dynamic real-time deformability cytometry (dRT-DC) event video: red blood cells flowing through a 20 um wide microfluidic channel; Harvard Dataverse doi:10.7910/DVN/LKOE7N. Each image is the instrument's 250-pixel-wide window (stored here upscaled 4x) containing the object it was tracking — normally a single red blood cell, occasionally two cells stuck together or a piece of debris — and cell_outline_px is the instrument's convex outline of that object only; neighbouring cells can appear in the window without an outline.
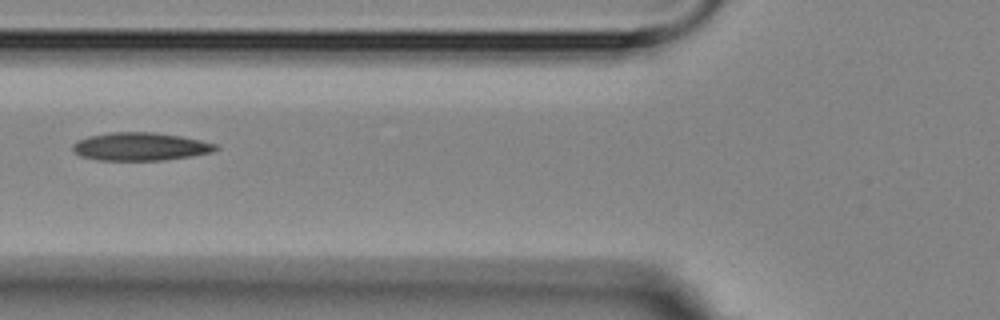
{"species": "Egyptian fruit bat (a non-hibernating species)", "species_latin": "Rousettus aegyptiacus", "temperature_condition": "room temperature", "stored_images_in_passage": 5, "camera_frame_rate_fps": 3000, "um_per_image_px": 0.085, "animal": {"sex": "female"}, "frame": {"image": 1, "passage_image": 4, "time_ms": 5.667, "image_size_px": [1000, 320], "cell_outline_px": [[220, 148], [212, 152], [192, 156], [160, 160], [100, 160], [80, 156], [72, 148], [72, 144], [76, 140], [88, 136], [112, 132], [152, 132], [180, 136], [200, 140], [216, 144]], "centroid_in_image_um": [11.92, 12.45], "position_along_channel_um": 113.9, "area_um2": 23.29}}
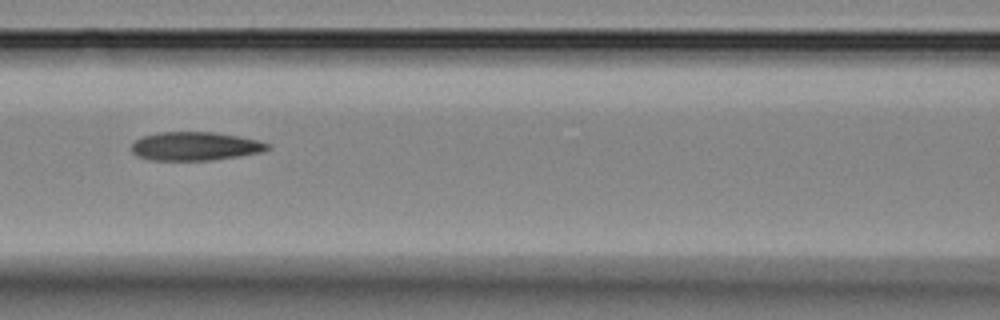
{"frame": {"image": 2, "passage_image": 5, "time_ms": 6.667, "image_size_px": [1000, 320], "cell_outline_px": [[272, 148], [260, 152], [240, 156], [212, 160], [148, 160], [136, 156], [132, 152], [132, 144], [140, 136], [156, 132], [212, 132], [236, 136], [256, 140], [268, 144]], "centroid_in_image_um": [16.53, 12.43], "position_along_channel_um": 150.1, "area_um2": 22.66}}